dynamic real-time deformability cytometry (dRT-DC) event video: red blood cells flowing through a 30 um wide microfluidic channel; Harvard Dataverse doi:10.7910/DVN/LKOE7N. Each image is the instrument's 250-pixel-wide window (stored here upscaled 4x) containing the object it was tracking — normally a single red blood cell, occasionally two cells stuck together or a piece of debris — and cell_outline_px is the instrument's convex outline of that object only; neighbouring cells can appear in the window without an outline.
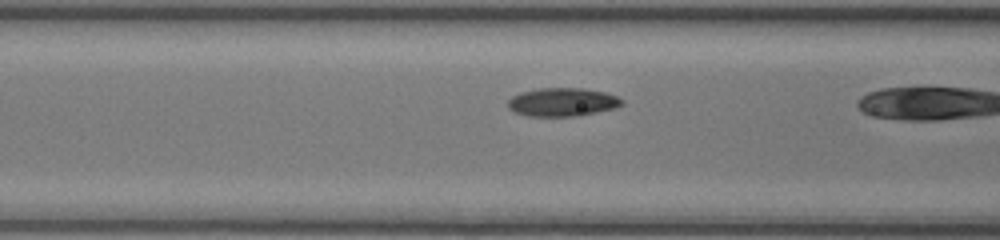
{"species": "common noctule bat (a hibernating species)", "species_latin": "Nyctalus noctula", "temperature_condition": "room temperature", "stored_images_in_passage": 12, "camera_frame_rate_fps": 3000, "um_per_image_px": 0.085, "animal": {"sex": "female", "body_mass_g": 17.0, "forearm_length_mm": 48.0}, "frame": {"image": 1, "passage_image": 10, "time_ms": 3.0, "image_size_px": [1000, 240], "cell_outline_px": [[624, 104], [616, 108], [580, 116], [528, 116], [512, 112], [508, 108], [508, 100], [512, 96], [520, 92], [536, 88], [584, 88], [604, 92], [616, 96], [624, 100]], "centroid_in_image_um": [47.8, 8.68], "position_along_channel_um": 118.8, "area_um2": 19.19}}